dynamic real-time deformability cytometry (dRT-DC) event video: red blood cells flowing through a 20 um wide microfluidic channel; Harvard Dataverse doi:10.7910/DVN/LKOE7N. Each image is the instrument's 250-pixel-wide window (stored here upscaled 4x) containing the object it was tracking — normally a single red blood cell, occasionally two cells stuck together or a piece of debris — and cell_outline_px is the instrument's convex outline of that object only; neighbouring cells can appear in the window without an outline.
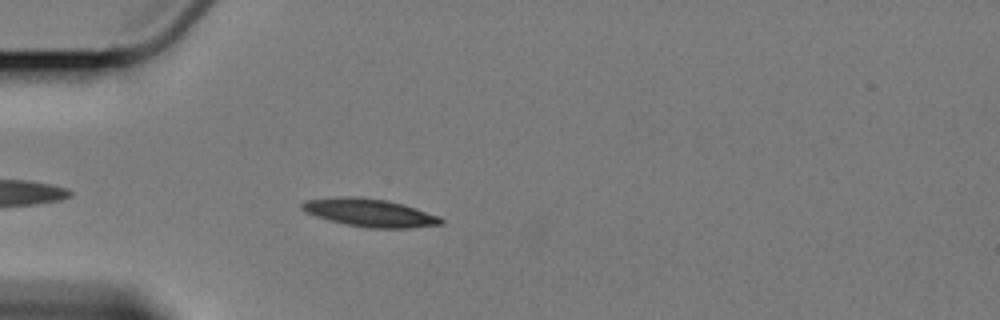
{"species": "Egyptian fruit bat (a non-hibernating species)", "species_latin": "Rousettus aegyptiacus", "temperature_condition": "cold", "stored_images_in_passage": 21, "camera_frame_rate_fps": 3000, "um_per_image_px": 0.085, "animal": {"sex": "female"}, "frame": {"image": 1, "passage_image": 5, "time_ms": 1.333, "image_size_px": [1000, 320], "cell_outline_px": [[444, 224], [408, 228], [368, 228], [344, 224], [328, 220], [304, 212], [300, 208], [300, 204], [304, 200], [340, 196], [360, 196], [384, 200], [400, 204], [440, 216], [444, 220]], "centroid_in_image_um": [31.37, 18.08], "position_along_channel_um": 53.6, "area_um2": 22.72}}
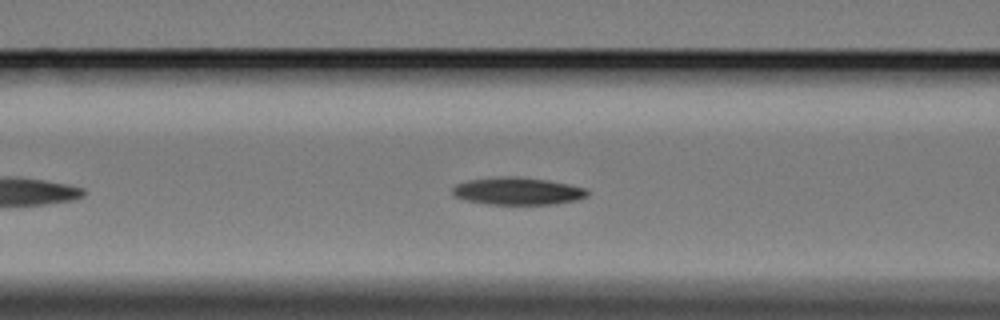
{"frame": {"image": 2, "passage_image": 12, "time_ms": 3.667, "image_size_px": [1000, 320], "cell_outline_px": [[588, 196], [576, 200], [556, 204], [488, 204], [464, 200], [452, 196], [452, 188], [456, 184], [468, 180], [492, 176], [520, 176], [548, 180], [568, 184], [584, 188], [588, 192]], "centroid_in_image_um": [43.94, 16.23], "position_along_channel_um": 122.7, "area_um2": 21.85}}
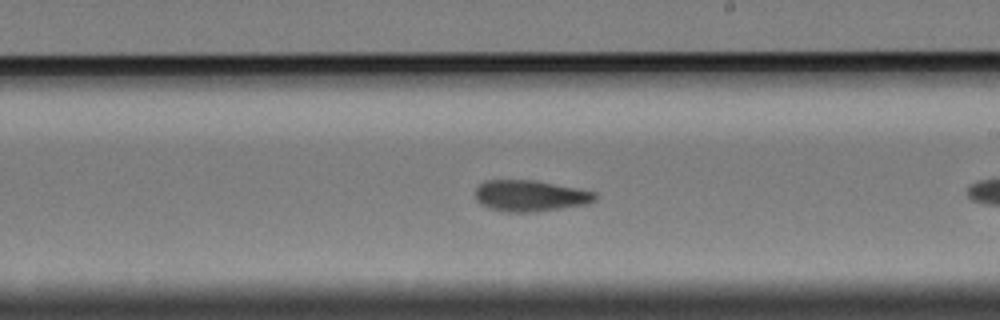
{"frame": {"image": 3, "passage_image": 19, "time_ms": 6.0, "image_size_px": [1000, 320], "cell_outline_px": [[596, 200], [588, 204], [536, 212], [508, 212], [488, 208], [480, 204], [476, 200], [476, 188], [484, 180], [536, 180], [596, 192]], "centroid_in_image_um": [45.06, 16.64], "position_along_channel_um": 243.9, "area_um2": 21.91}}